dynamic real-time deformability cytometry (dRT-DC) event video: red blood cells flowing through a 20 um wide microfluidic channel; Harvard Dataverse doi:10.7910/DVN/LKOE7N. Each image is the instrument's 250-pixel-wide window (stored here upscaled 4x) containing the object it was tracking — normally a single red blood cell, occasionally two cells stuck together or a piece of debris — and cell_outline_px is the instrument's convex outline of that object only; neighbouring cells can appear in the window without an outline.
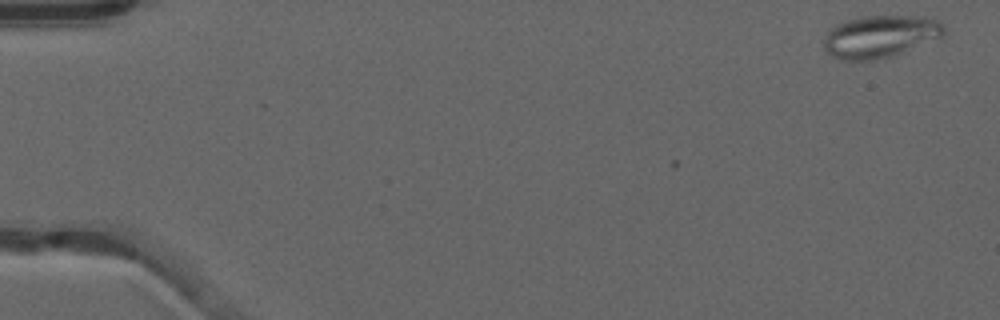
{"species": "common noctule bat (a hibernating species)", "species_latin": "Nyctalus noctula", "temperature_condition": "warm", "stored_images_in_passage": 2, "camera_frame_rate_fps": 3000, "um_per_image_px": 0.085, "animal": {"sex": "male", "forearm_length_mm": 52.5}, "frame": {"image": 1, "passage_image": 2, "time_ms": 0.333, "image_size_px": [1000, 320], "cell_outline_px": [[944, 36], [892, 56], [872, 60], [840, 60], [832, 56], [824, 48], [824, 40], [828, 32], [832, 28], [848, 20], [860, 16], [932, 16], [944, 24]], "centroid_in_image_um": [74.86, 3.09], "position_along_channel_um": 10.1, "area_um2": 29.59}}